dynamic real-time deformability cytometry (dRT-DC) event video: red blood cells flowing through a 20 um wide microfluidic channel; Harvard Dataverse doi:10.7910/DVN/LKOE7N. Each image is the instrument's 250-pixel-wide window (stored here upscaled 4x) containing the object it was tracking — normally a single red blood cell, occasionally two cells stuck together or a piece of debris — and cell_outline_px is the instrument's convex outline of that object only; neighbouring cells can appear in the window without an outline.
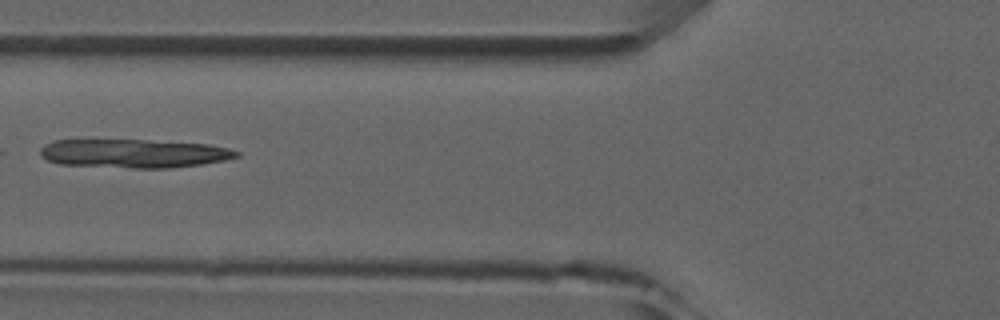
{"species": "common noctule bat (a hibernating species)", "species_latin": "Nyctalus noctula", "temperature_condition": "room temperature", "stored_images_in_passage": 3, "camera_frame_rate_fps": 3000, "um_per_image_px": 0.085, "animal": {"sex": "male", "forearm_length_mm": 52.5}, "frame": {"image": 1, "passage_image": 2, "time_ms": 1.333, "image_size_px": [1000, 320], "cell_outline_px": [[240, 156], [224, 160], [200, 164], [172, 168], [136, 168], [60, 164], [48, 160], [40, 156], [40, 148], [44, 144], [52, 140], [148, 140], [208, 144], [228, 148], [240, 152]], "centroid_in_image_um": [11.36, 13.04], "position_along_channel_um": 114.4, "area_um2": 32.77}}
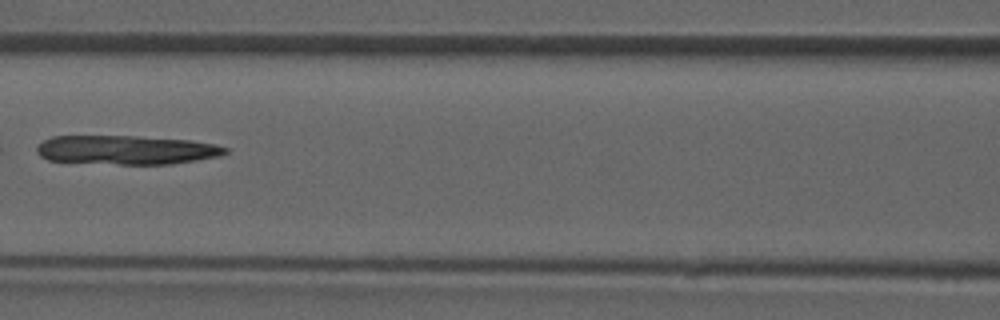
{"frame": {"image": 2, "passage_image": 3, "time_ms": 2.333, "image_size_px": [1000, 320], "cell_outline_px": [[228, 152], [220, 156], [172, 164], [120, 164], [48, 160], [40, 156], [36, 152], [36, 148], [44, 140], [52, 136], [136, 136], [192, 140], [216, 144], [228, 148]], "centroid_in_image_um": [10.77, 12.74], "position_along_channel_um": 155.8, "area_um2": 31.91}}